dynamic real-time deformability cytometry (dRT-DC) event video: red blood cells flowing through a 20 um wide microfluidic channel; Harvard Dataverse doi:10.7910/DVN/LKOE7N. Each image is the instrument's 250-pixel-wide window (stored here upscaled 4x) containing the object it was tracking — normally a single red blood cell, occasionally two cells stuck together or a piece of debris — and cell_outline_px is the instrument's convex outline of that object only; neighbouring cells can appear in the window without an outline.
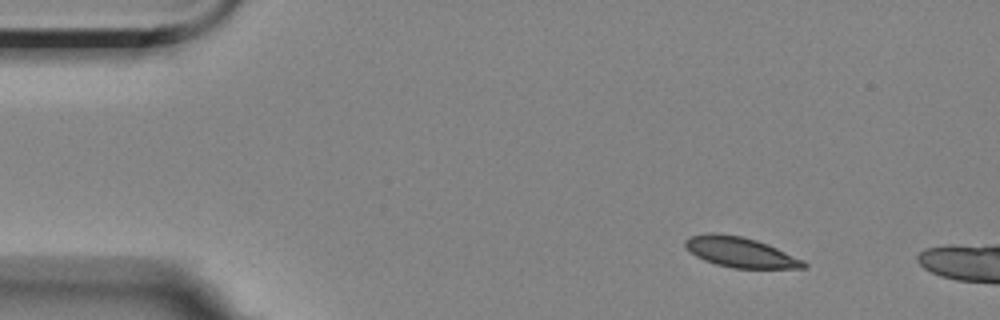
{"species": "Egyptian fruit bat (a non-hibernating species)", "species_latin": "Rousettus aegyptiacus", "temperature_condition": "room temperature", "stored_images_in_passage": 3, "camera_frame_rate_fps": 3000, "um_per_image_px": 0.085, "animal": {"sex": "female"}, "frame": {"image": 1, "passage_image": 1, "time_ms": 0.0, "image_size_px": [1000, 320], "cell_outline_px": [[808, 268], [732, 268], [716, 264], [704, 260], [696, 256], [684, 244], [684, 240], [688, 236], [708, 232], [716, 232], [740, 236], [756, 240], [768, 244], [804, 260], [808, 264]], "centroid_in_image_um": [62.93, 21.43], "position_along_channel_um": 22.1, "area_um2": 20.92}}